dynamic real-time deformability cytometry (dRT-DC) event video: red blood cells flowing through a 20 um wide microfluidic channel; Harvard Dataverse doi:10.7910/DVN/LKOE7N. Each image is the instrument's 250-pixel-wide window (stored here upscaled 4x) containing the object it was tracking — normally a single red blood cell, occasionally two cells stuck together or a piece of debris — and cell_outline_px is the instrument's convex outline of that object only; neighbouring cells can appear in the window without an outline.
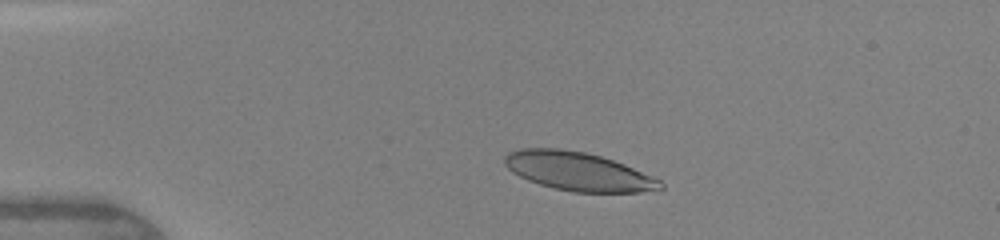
{"species": "human", "species_latin": "Homo sapiens", "temperature_condition": "warm", "stored_images_in_passage": 12, "camera_frame_rate_fps": 3000, "um_per_image_px": 0.085, "donor": {"sex": "female"}, "frame": {"image": 1, "passage_image": 4, "time_ms": 1.667, "image_size_px": [1000, 240], "cell_outline_px": [[664, 188], [640, 192], [572, 192], [552, 188], [528, 180], [512, 172], [504, 164], [504, 156], [508, 152], [520, 148], [560, 148], [584, 152], [600, 156], [624, 164], [652, 176], [660, 180], [664, 184]], "centroid_in_image_um": [49.12, 14.57], "position_along_channel_um": 35.9, "area_um2": 34.97}}
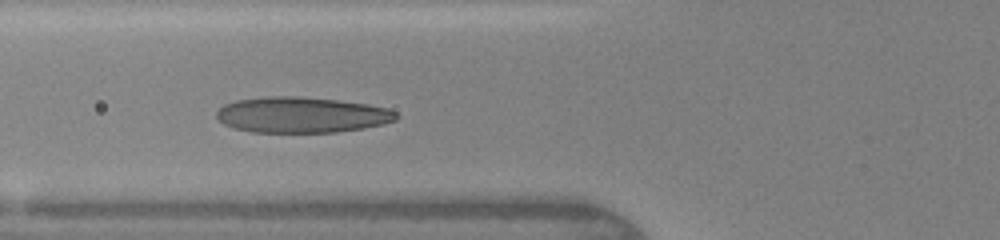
{"frame": {"image": 2, "passage_image": 9, "time_ms": 4.333, "image_size_px": [1000, 240], "cell_outline_px": [[400, 116], [396, 120], [384, 124], [364, 128], [336, 132], [252, 132], [236, 128], [224, 124], [216, 116], [216, 112], [224, 104], [236, 100], [268, 96], [296, 96], [336, 100], [368, 104], [388, 108], [396, 112]], "centroid_in_image_um": [25.67, 9.76], "position_along_channel_um": 100.1, "area_um2": 37.45}}
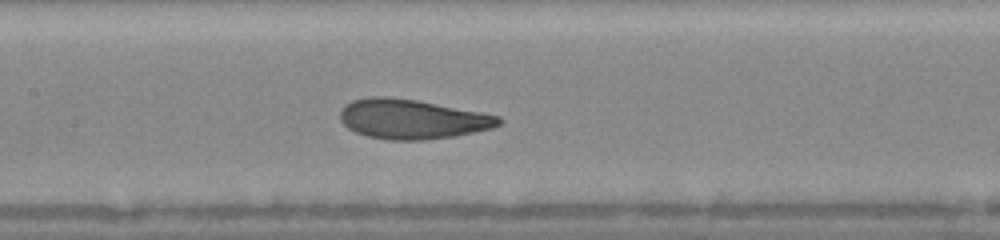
{"frame": {"image": 3, "passage_image": 12, "time_ms": 6.0, "image_size_px": [1000, 240], "cell_outline_px": [[504, 120], [500, 124], [492, 128], [452, 136], [424, 140], [388, 140], [368, 136], [356, 132], [348, 128], [340, 120], [340, 112], [344, 104], [352, 100], [368, 96], [384, 96], [416, 100], [480, 112], [500, 116]], "centroid_in_image_um": [34.99, 10.11], "position_along_channel_um": 172.4, "area_um2": 36.53}}